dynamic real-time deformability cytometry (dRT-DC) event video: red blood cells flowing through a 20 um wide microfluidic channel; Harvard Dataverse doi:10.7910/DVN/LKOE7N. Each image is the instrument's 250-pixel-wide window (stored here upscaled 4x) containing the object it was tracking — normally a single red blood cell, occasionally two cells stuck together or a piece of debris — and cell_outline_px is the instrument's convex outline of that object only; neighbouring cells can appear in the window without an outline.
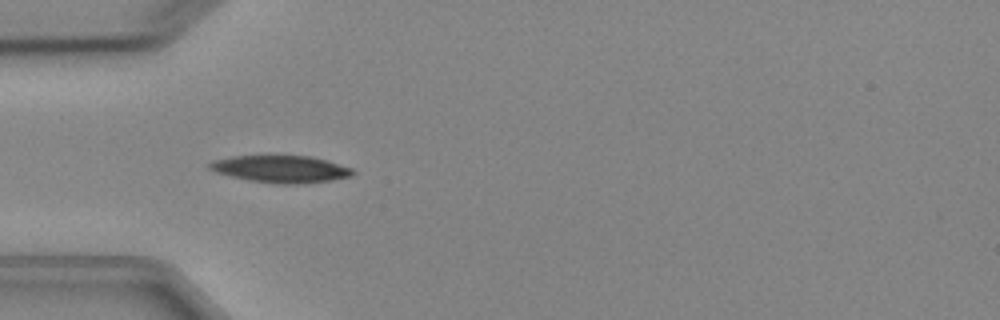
{"species": "Egyptian fruit bat (a non-hibernating species)", "species_latin": "Rousettus aegyptiacus", "temperature_condition": "cold", "stored_images_in_passage": 4, "camera_frame_rate_fps": 3000, "um_per_image_px": 0.085, "animal": {"sex": "female"}, "frame": {"image": 1, "passage_image": 3, "time_ms": 2.333, "image_size_px": [1000, 320], "cell_outline_px": [[356, 172], [352, 176], [328, 180], [300, 184], [280, 184], [252, 180], [232, 176], [216, 172], [208, 168], [208, 164], [212, 160], [232, 156], [308, 156], [324, 160], [352, 168]], "centroid_in_image_um": [23.85, 14.36], "position_along_channel_um": 61.1, "area_um2": 22.25}}